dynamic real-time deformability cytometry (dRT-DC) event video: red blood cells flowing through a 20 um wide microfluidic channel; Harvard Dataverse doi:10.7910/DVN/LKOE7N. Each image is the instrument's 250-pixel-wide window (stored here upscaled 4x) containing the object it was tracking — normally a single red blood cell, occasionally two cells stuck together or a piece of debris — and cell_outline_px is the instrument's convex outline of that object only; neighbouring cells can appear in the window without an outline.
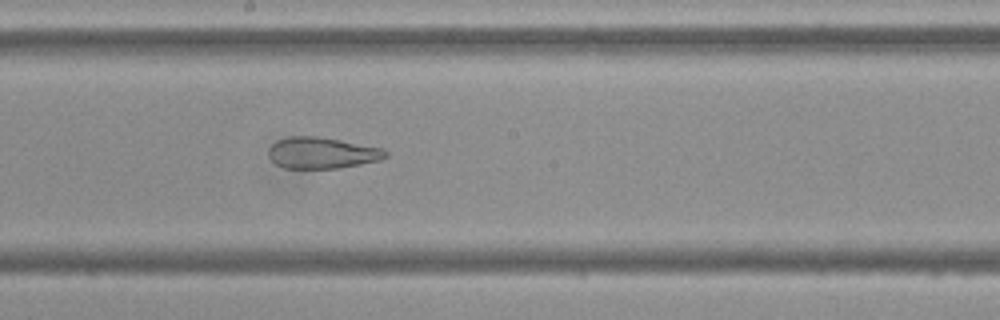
{"species": "Egyptian fruit bat (a non-hibernating species)", "species_latin": "Rousettus aegyptiacus", "temperature_condition": "cold", "stored_images_in_passage": 55, "camera_frame_rate_fps": 3000, "um_per_image_px": 0.085, "frame": {"image": 1, "passage_image": 30, "time_ms": 9.667, "image_size_px": [1000, 320], "cell_outline_px": [[388, 156], [380, 160], [360, 164], [336, 168], [284, 168], [276, 164], [268, 156], [268, 148], [276, 140], [288, 136], [320, 136], [384, 148], [388, 152]], "centroid_in_image_um": [27.36, 12.98], "position_along_channel_um": 220.8, "area_um2": 21.56}}
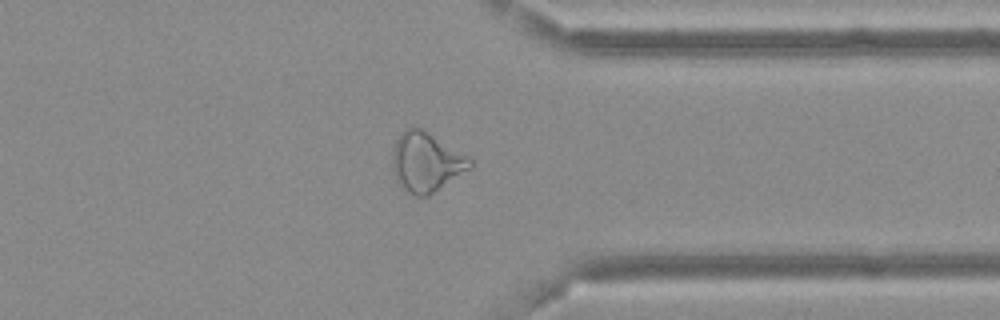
{"frame": {"image": 2, "passage_image": 43, "time_ms": 14.0, "image_size_px": [1000, 320], "cell_outline_px": [[472, 168], [428, 196], [416, 196], [408, 192], [396, 180], [392, 168], [392, 148], [400, 132], [404, 128], [420, 128], [468, 156], [472, 160]], "centroid_in_image_um": [36.21, 13.78], "position_along_channel_um": 375.2, "area_um2": 26.76}}
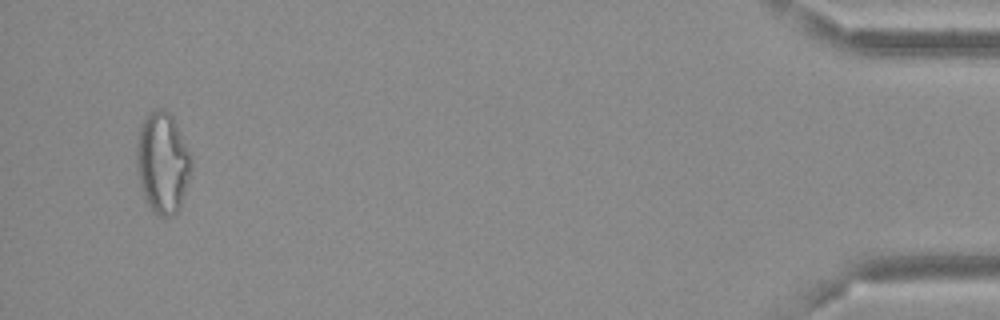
{"frame": {"image": 3, "passage_image": 53, "time_ms": 17.333, "image_size_px": [1000, 320], "cell_outline_px": [[192, 164], [184, 192], [180, 204], [176, 212], [172, 216], [160, 216], [152, 212], [144, 200], [136, 168], [136, 148], [140, 124], [144, 116], [156, 108], [164, 108], [172, 116], [192, 152]], "centroid_in_image_um": [13.8, 13.79], "position_along_channel_um": 421.4, "area_um2": 32.66}, "authors_computed_cell_mechanics": {"area_um2": 28.8422, "velocity_mm_per_s": 3.6614, "shape_relaxation_time_tau1_ms": null, "shape_relaxation_time_tau2_ms": 2.1652, "deformation_change_tau1": null, "deformation_change_tau2": 0.1178}}